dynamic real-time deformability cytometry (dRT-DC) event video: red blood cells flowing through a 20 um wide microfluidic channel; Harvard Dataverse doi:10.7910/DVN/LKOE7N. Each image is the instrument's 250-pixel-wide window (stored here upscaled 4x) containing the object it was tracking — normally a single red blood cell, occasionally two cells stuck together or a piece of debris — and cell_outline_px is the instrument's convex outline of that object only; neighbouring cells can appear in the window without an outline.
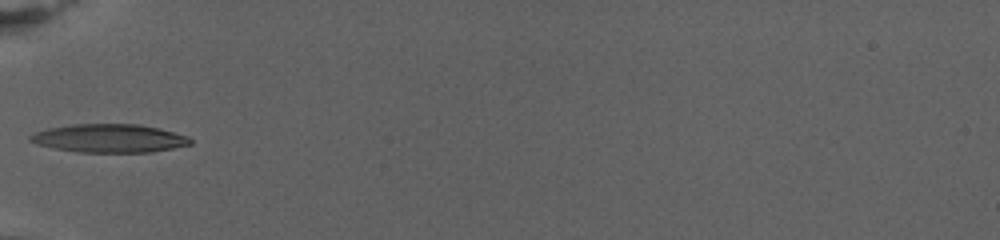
{"species": "human", "species_latin": "Homo sapiens", "temperature_condition": "warm", "stored_images_in_passage": 49, "camera_frame_rate_fps": 3000, "um_per_image_px": 0.085, "donor": {"sex": "female"}, "frame": {"image": 1, "passage_image": 1, "time_ms": 0.0, "image_size_px": [1000, 240], "cell_outline_px": [[192, 144], [152, 152], [76, 152], [56, 148], [40, 144], [28, 140], [28, 136], [36, 132], [48, 128], [72, 124], [140, 124], [160, 128], [188, 136], [192, 140]], "centroid_in_image_um": [9.32, 11.75], "position_along_channel_um": 75.7, "area_um2": 26.41}}
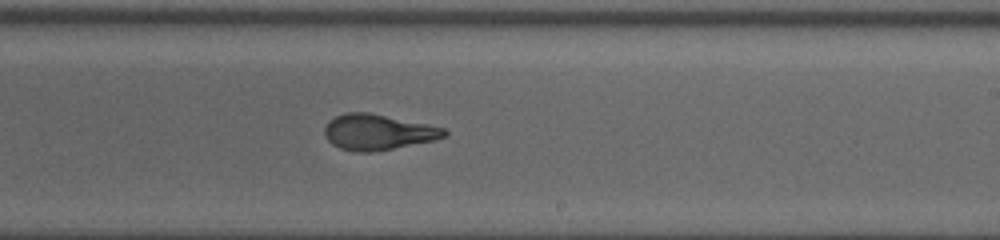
{"frame": {"image": 2, "passage_image": 21, "time_ms": 6.667, "image_size_px": [1000, 240], "cell_outline_px": [[448, 136], [432, 140], [372, 152], [356, 152], [340, 148], [332, 144], [324, 136], [324, 128], [328, 120], [344, 112], [368, 112], [444, 128], [448, 132]], "centroid_in_image_um": [32.06, 11.22], "position_along_channel_um": 256.9, "area_um2": 24.62}}
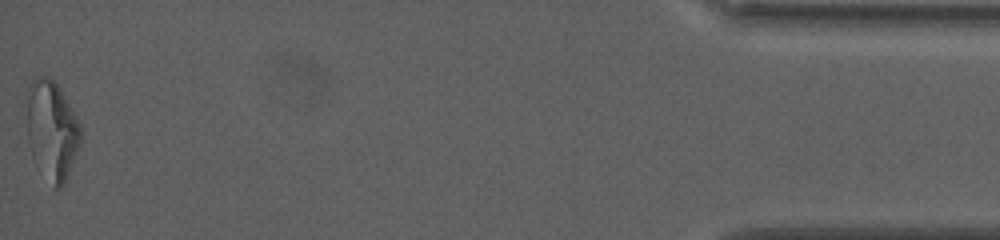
{"frame": {"image": 3, "passage_image": 49, "time_ms": 16.0, "image_size_px": [1000, 240], "cell_outline_px": [[80, 144], [64, 184], [60, 188], [56, 188], [32, 156], [28, 144], [28, 88], [32, 80], [40, 76], [48, 76], [60, 88], [80, 124]], "centroid_in_image_um": [4.41, 11.03], "position_along_channel_um": 430.8, "area_um2": 30.17}, "authors_computed_cell_mechanics": {"area_um2": 25.4898, "velocity_mm_per_s": 2.7327, "shape_relaxation_time_tau1_ms": 6.5025, "shape_relaxation_time_tau2_ms": 1.9591, "deformation_change_tau1": 0.2182, "deformation_change_tau2": 0.0993}}